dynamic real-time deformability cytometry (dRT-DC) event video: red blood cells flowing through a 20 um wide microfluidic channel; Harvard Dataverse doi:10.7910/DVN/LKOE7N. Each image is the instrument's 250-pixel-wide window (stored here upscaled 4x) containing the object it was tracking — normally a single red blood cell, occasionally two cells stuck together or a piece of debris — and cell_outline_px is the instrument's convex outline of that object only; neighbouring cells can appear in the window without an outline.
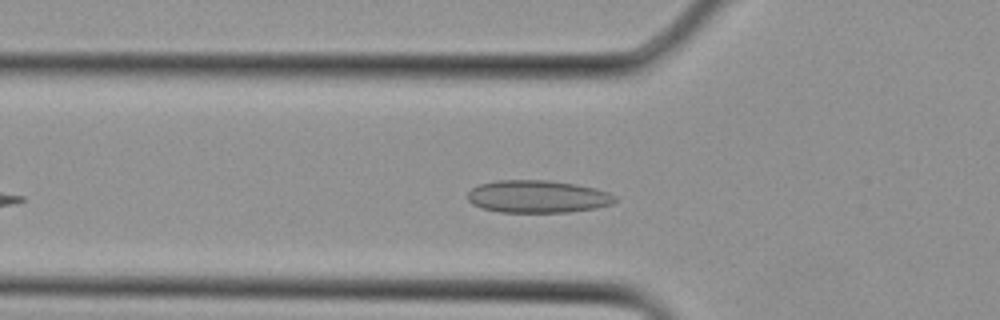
{"species": "Egyptian fruit bat (a non-hibernating species)", "species_latin": "Rousettus aegyptiacus", "temperature_condition": "cold", "stored_images_in_passage": 24, "camera_frame_rate_fps": 3000, "um_per_image_px": 0.085, "animal": {"sex": "female"}, "frame": {"image": 1, "passage_image": 5, "time_ms": 1.333, "image_size_px": [1000, 320], "cell_outline_px": [[616, 200], [612, 204], [596, 208], [568, 212], [496, 212], [472, 204], [468, 200], [468, 192], [472, 188], [480, 184], [496, 180], [548, 180], [576, 184], [596, 188], [608, 192], [616, 196]], "centroid_in_image_um": [45.71, 16.7], "position_along_channel_um": 80.1, "area_um2": 28.03}}
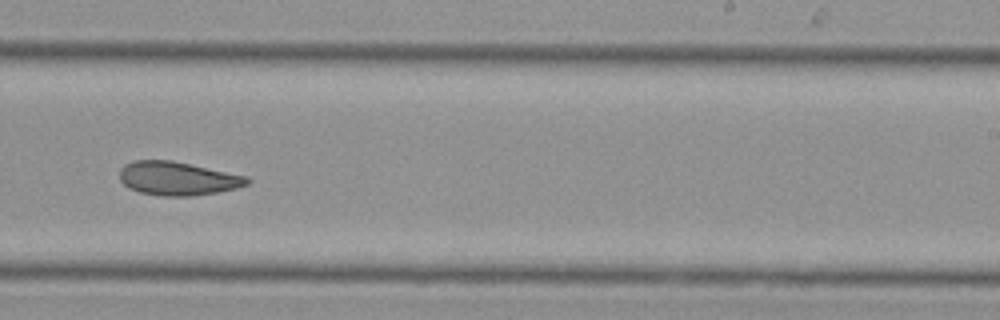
{"frame": {"image": 2, "passage_image": 14, "time_ms": 4.333, "image_size_px": [1000, 320], "cell_outline_px": [[252, 180], [248, 184], [236, 188], [216, 192], [192, 196], [164, 196], [140, 192], [128, 188], [120, 180], [120, 168], [124, 164], [132, 160], [172, 160], [248, 176]], "centroid_in_image_um": [15.1, 15.16], "position_along_channel_um": 273.9, "area_um2": 25.09}}
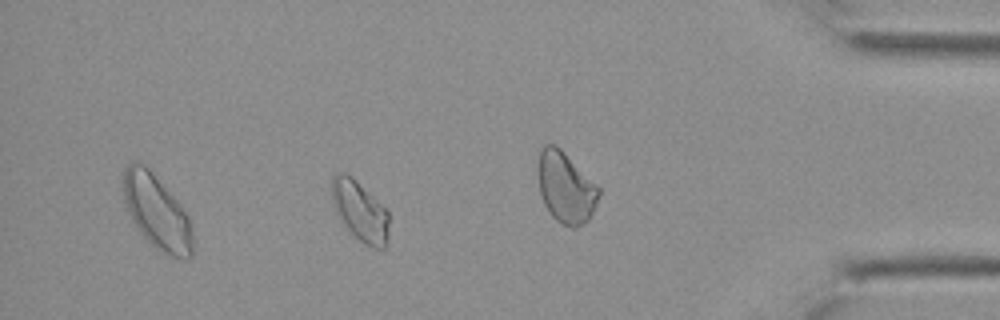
{"frame": {"image": 3, "passage_image": 20, "time_ms": 6.333, "image_size_px": [1000, 320], "cell_outline_px": [[388, 236], [384, 248], [376, 248], [364, 244], [348, 232], [340, 220], [336, 212], [332, 200], [332, 176], [336, 172], [344, 172], [352, 176], [388, 212]], "centroid_in_image_um": [30.56, 17.95], "position_along_channel_um": 404.6, "area_um2": 19.94}}